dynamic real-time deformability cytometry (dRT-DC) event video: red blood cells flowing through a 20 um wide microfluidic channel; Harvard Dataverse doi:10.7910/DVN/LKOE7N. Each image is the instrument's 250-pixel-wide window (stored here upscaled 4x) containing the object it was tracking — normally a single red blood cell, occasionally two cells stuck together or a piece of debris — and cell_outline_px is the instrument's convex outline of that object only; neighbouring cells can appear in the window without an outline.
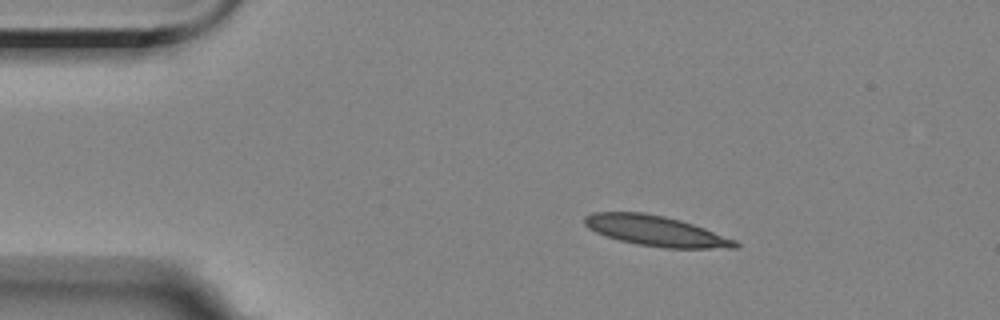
{"species": "Egyptian fruit bat (a non-hibernating species)", "species_latin": "Rousettus aegyptiacus", "temperature_condition": "room temperature", "stored_images_in_passage": 4, "camera_frame_rate_fps": 3000, "um_per_image_px": 0.085, "animal": {"sex": "female"}, "frame": {"image": 1, "passage_image": 2, "time_ms": 1.0, "image_size_px": [1000, 320], "cell_outline_px": [[740, 244], [736, 248], [664, 248], [640, 244], [620, 240], [596, 232], [588, 228], [584, 224], [584, 216], [592, 212], [644, 212], [664, 216], [680, 220], [704, 228], [736, 240]], "centroid_in_image_um": [55.74, 19.62], "position_along_channel_um": 29.3, "area_um2": 26.41}}